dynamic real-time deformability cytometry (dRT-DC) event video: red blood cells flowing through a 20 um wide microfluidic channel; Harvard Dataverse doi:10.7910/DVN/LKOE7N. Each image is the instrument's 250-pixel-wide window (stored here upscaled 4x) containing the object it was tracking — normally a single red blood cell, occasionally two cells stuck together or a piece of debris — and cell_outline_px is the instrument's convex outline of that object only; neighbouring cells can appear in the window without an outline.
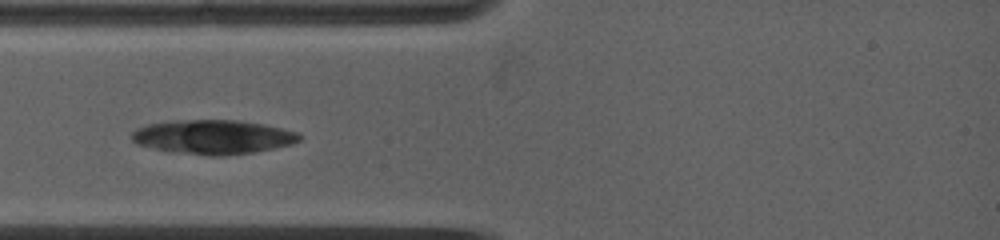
{"species": "common noctule bat (a hibernating species)", "species_latin": "Nyctalus noctula", "temperature_condition": "warm", "stored_images_in_passage": 11, "camera_frame_rate_fps": 5000, "um_per_image_px": 0.085, "animal": {"sex": "female", "body_mass_g": 19.0, "forearm_length_mm": 53.3}, "frame": {"image": 1, "passage_image": 1, "time_ms": 0.0, "image_size_px": [1000, 240], "cell_outline_px": [[304, 136], [300, 140], [292, 144], [252, 152], [224, 156], [208, 156], [176, 152], [136, 144], [132, 140], [132, 132], [136, 128], [148, 124], [172, 120], [240, 120], [264, 124], [296, 132]], "centroid_in_image_um": [18.11, 11.63], "position_along_channel_um": 66.9, "area_um2": 33.35}}
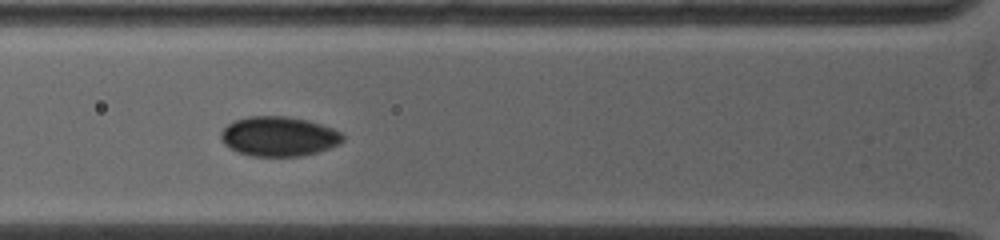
{"frame": {"image": 2, "passage_image": 5, "time_ms": 1.0, "image_size_px": [1000, 240], "cell_outline_px": [[344, 140], [340, 144], [316, 152], [300, 156], [252, 156], [240, 152], [224, 144], [220, 140], [220, 132], [228, 124], [236, 120], [248, 116], [284, 116], [308, 120], [332, 128], [340, 132], [344, 136]], "centroid_in_image_um": [23.7, 11.59], "position_along_channel_um": 102.1, "area_um2": 28.03}}
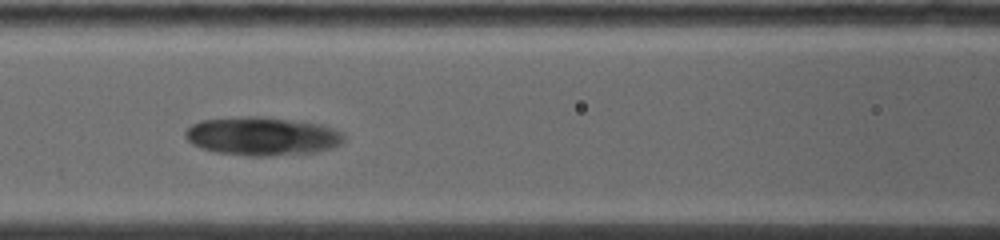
{"frame": {"image": 3, "passage_image": 10, "time_ms": 2.2, "image_size_px": [1000, 240], "cell_outline_px": [[344, 140], [340, 144], [332, 148], [316, 152], [272, 156], [248, 156], [216, 152], [200, 148], [192, 144], [184, 136], [184, 132], [192, 124], [200, 120], [240, 116], [264, 116], [320, 124], [332, 128], [340, 132], [344, 136]], "centroid_in_image_um": [22.25, 11.57], "position_along_channel_um": 144.3, "area_um2": 35.84}}